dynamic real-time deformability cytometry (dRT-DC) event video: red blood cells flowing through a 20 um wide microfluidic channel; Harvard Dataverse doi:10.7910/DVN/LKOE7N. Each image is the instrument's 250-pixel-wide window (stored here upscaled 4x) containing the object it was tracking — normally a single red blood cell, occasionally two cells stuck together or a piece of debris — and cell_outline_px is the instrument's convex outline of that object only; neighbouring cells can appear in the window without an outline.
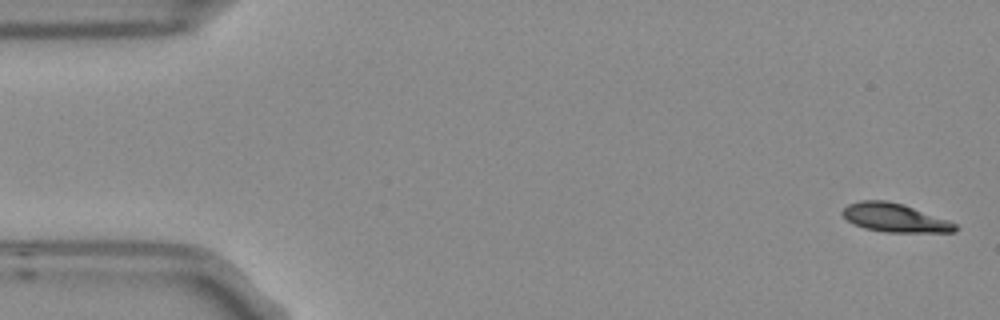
{"species": "Egyptian fruit bat (a non-hibernating species)", "species_latin": "Rousettus aegyptiacus", "temperature_condition": "room temperature", "stored_images_in_passage": 5, "camera_frame_rate_fps": 3000, "um_per_image_px": 0.085, "frame": {"image": 1, "passage_image": 1, "time_ms": 0.0, "image_size_px": [1000, 320], "cell_outline_px": [[960, 228], [956, 232], [884, 232], [864, 228], [852, 224], [840, 212], [848, 204], [860, 200], [884, 200], [904, 204], [948, 220], [956, 224]], "centroid_in_image_um": [76.06, 18.51], "position_along_channel_um": 8.9, "area_um2": 18.9}}